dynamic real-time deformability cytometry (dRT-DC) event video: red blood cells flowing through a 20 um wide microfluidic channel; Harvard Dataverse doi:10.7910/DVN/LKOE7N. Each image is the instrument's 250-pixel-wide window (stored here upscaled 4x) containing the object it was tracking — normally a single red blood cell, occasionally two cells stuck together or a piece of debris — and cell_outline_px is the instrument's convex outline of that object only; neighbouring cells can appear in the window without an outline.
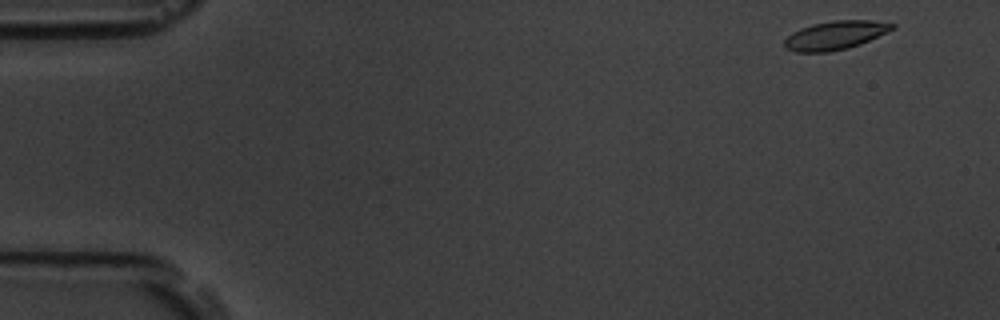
{"species": "common noctule bat (a hibernating species)", "species_latin": "Nyctalus noctula", "temperature_condition": "room temperature", "stored_images_in_passage": 52, "camera_frame_rate_fps": 3000, "um_per_image_px": 0.085, "animal": {"sex": "male", "body_mass_g": 19.5, "forearm_length_mm": 54.6}, "frame": {"image": 1, "passage_image": 1, "time_ms": 0.0, "image_size_px": [1000, 320], "cell_outline_px": [[896, 28], [860, 44], [848, 48], [828, 52], [796, 52], [784, 48], [784, 40], [792, 32], [800, 28], [812, 24], [832, 20], [872, 20], [896, 24]], "centroid_in_image_um": [70.99, 2.99], "position_along_channel_um": 14.0, "area_um2": 18.09}}
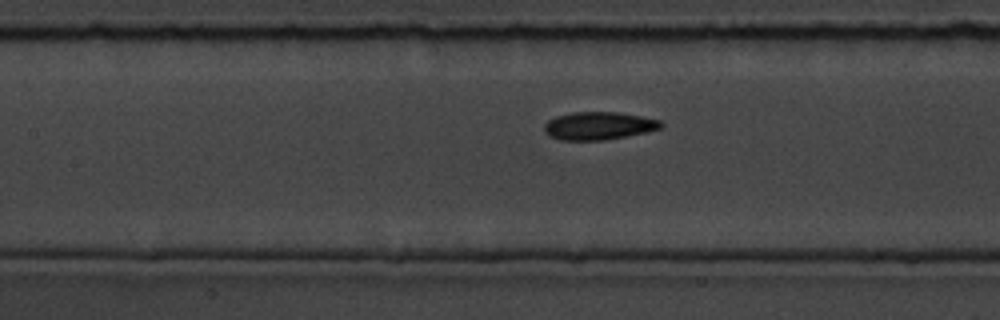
{"frame": {"image": 2, "passage_image": 22, "time_ms": 7.0, "image_size_px": [1000, 320], "cell_outline_px": [[664, 124], [660, 128], [644, 132], [604, 140], [560, 140], [548, 136], [544, 132], [544, 124], [548, 120], [556, 116], [572, 112], [616, 112], [640, 116], [660, 120]], "centroid_in_image_um": [50.83, 10.69], "position_along_channel_um": 156.6, "area_um2": 18.84}}
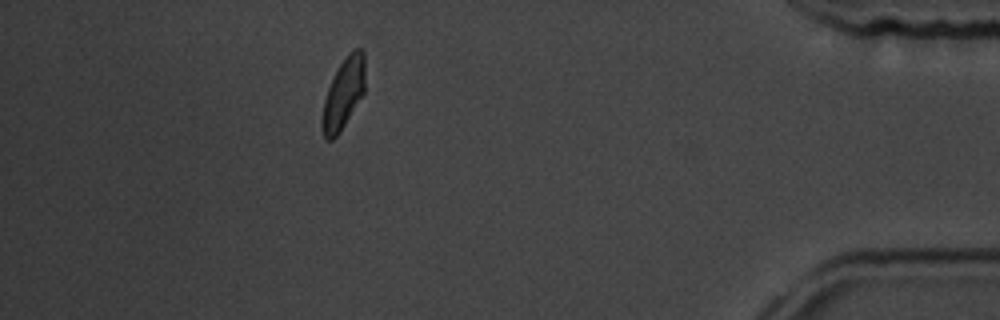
{"frame": {"image": 3, "passage_image": 46, "time_ms": 15.0, "image_size_px": [1000, 320], "cell_outline_px": [[364, 92], [340, 132], [332, 140], [324, 140], [320, 124], [320, 120], [324, 100], [328, 88], [340, 64], [356, 48], [360, 48], [364, 52]], "centroid_in_image_um": [29.16, 8.04], "position_along_channel_um": 406.0, "area_um2": 17.4}, "authors_computed_cell_mechanics": {"area_um2": 18.2359, "velocity_mm_per_s": 3.7388, "shape_relaxation_time_tau1_ms": 3.9046, "shape_relaxation_time_tau2_ms": 2.1267, "deformation_change_tau1": 0.1182, "deformation_change_tau2": 0.0819}}